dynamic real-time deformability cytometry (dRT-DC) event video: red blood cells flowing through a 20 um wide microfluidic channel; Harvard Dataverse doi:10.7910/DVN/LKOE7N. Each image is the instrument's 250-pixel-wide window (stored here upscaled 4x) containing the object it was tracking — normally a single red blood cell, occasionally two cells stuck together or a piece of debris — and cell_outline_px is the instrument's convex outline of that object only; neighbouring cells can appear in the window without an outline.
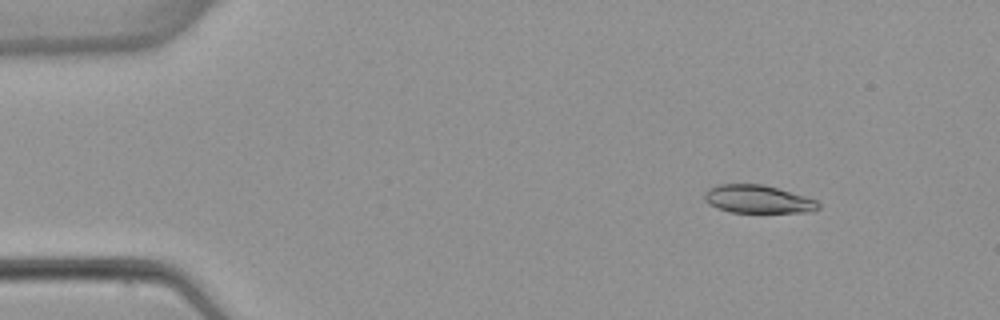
{"species": "common noctule bat (a hibernating species)", "species_latin": "Nyctalus noctula", "temperature_condition": "warm", "stored_images_in_passage": 5, "camera_frame_rate_fps": 3000, "um_per_image_px": 0.085, "animal": {"sex": "female", "body_mass_g": 22.7, "forearm_length_mm": 54.2}, "frame": {"image": 1, "passage_image": 2, "time_ms": 1.333, "image_size_px": [1000, 320], "cell_outline_px": [[820, 208], [812, 212], [728, 212], [716, 208], [708, 204], [704, 200], [704, 192], [708, 188], [716, 184], [764, 184], [804, 196], [816, 200], [820, 204]], "centroid_in_image_um": [64.38, 16.93], "position_along_channel_um": 20.6, "area_um2": 18.79}}
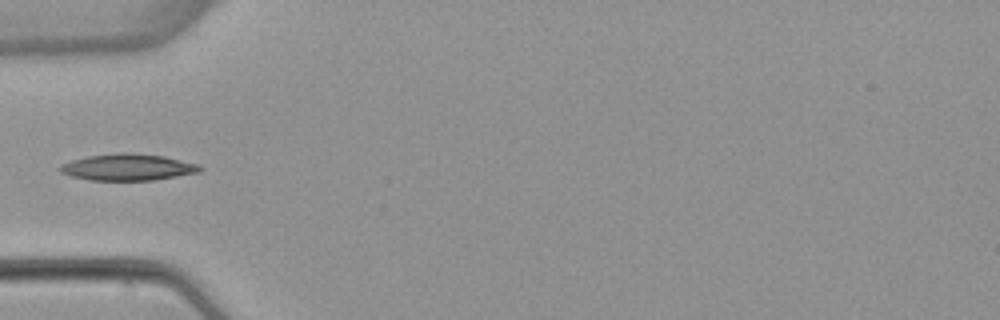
{"frame": {"image": 2, "passage_image": 5, "time_ms": 5.0, "image_size_px": [1000, 320], "cell_outline_px": [[204, 168], [200, 172], [156, 180], [88, 180], [72, 176], [60, 172], [56, 168], [60, 164], [72, 160], [88, 156], [120, 152], [132, 152], [164, 156], [200, 164]], "centroid_in_image_um": [10.88, 14.21], "position_along_channel_um": 74.1, "area_um2": 21.96}}